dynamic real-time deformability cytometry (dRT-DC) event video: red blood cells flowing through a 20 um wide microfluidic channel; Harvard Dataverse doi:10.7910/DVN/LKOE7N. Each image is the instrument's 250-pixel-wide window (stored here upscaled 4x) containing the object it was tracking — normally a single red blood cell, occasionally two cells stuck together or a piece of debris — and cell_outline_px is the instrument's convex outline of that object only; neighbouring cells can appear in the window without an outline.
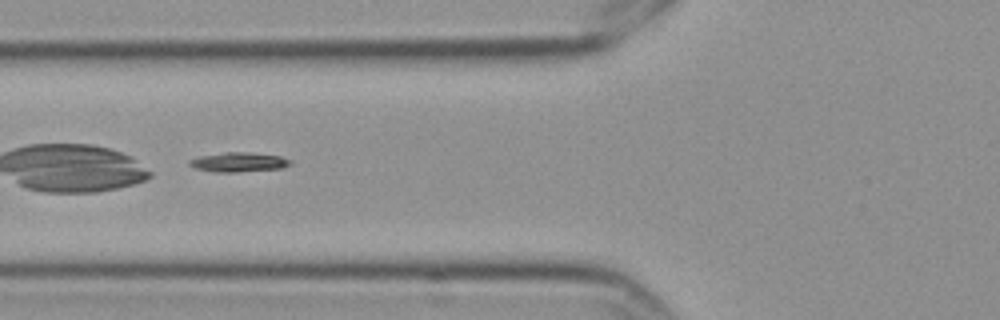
{"species": "Egyptian fruit bat (a non-hibernating species)", "species_latin": "Rousettus aegyptiacus", "temperature_condition": "cold", "stored_images_in_passage": 9, "camera_frame_rate_fps": 3000, "um_per_image_px": 0.085, "frame": {"image": 1, "passage_image": 6, "time_ms": 1.667, "image_size_px": [1000, 320], "cell_outline_px": [[292, 164], [280, 168], [236, 172], [216, 172], [196, 168], [188, 164], [188, 160], [200, 156], [224, 152], [248, 152], [280, 156], [292, 160]], "centroid_in_image_um": [20.29, 13.77], "position_along_channel_um": 105.5, "area_um2": 11.39}}